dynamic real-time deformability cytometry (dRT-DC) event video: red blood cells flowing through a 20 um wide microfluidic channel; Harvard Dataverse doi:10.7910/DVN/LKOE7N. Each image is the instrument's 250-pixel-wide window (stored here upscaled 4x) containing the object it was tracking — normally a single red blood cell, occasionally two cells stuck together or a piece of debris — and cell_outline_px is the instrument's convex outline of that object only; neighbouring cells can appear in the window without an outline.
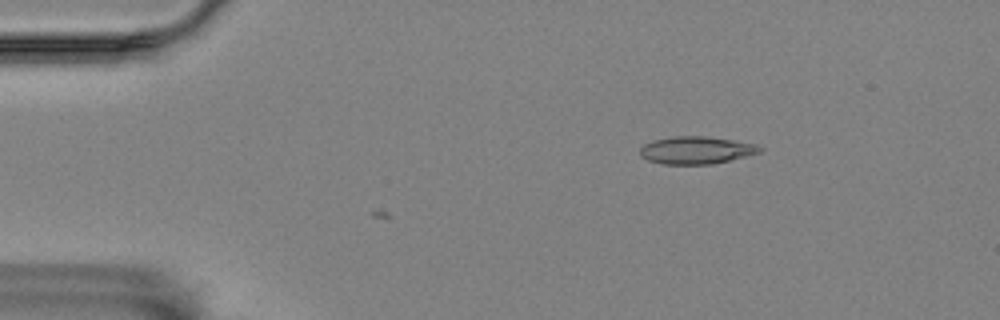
{"species": "Egyptian fruit bat (a non-hibernating species)", "species_latin": "Rousettus aegyptiacus", "temperature_condition": "room temperature", "stored_images_in_passage": 8, "camera_frame_rate_fps": 3000, "um_per_image_px": 0.085, "animal": {"sex": "female"}, "frame": {"image": 1, "passage_image": 8, "time_ms": 2.333, "image_size_px": [1000, 320], "cell_outline_px": [[764, 148], [760, 152], [712, 164], [664, 164], [648, 160], [640, 156], [640, 148], [644, 144], [656, 140], [676, 136], [704, 136], [732, 140], [756, 144]], "centroid_in_image_um": [59.17, 12.76], "position_along_channel_um": 25.8, "area_um2": 18.9}}